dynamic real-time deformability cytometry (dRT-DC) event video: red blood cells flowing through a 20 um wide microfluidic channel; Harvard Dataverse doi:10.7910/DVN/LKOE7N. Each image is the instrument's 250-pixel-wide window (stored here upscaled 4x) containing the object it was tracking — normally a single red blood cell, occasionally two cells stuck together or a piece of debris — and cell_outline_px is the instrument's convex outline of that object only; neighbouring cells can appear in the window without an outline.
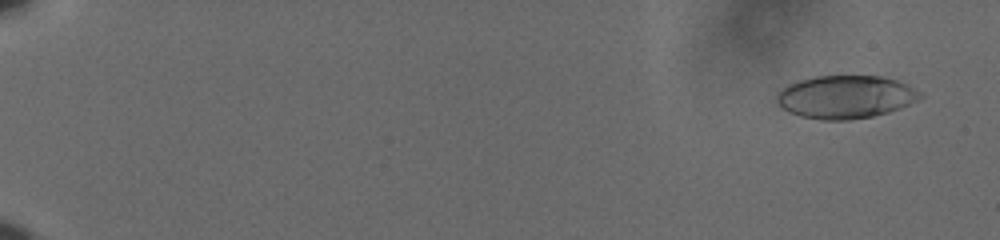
{"species": "human", "species_latin": "Homo sapiens", "temperature_condition": "cold", "stored_images_in_passage": 60, "camera_frame_rate_fps": 3000, "um_per_image_px": 0.085, "donor": {"sex": "male"}, "frame": {"image": 1, "passage_image": 4, "time_ms": 1.0, "image_size_px": [1000, 240], "cell_outline_px": [[924, 96], [900, 108], [888, 112], [872, 116], [848, 120], [820, 120], [800, 116], [788, 112], [776, 100], [776, 96], [788, 84], [800, 80], [816, 76], [880, 76], [896, 80], [908, 84], [920, 92]], "centroid_in_image_um": [71.88, 8.24], "position_along_channel_um": 13.1, "area_um2": 35.72}}
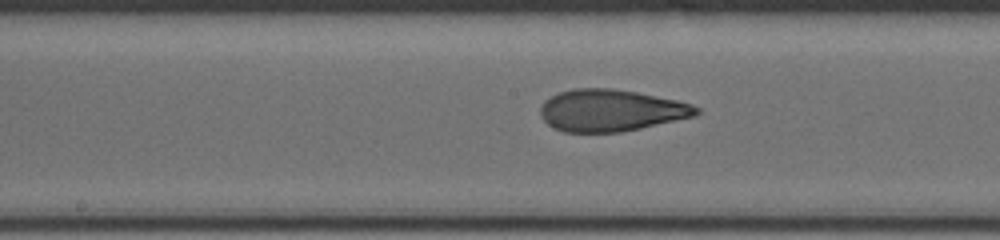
{"frame": {"image": 2, "passage_image": 35, "time_ms": 11.333, "image_size_px": [1000, 240], "cell_outline_px": [[700, 112], [696, 116], [640, 128], [620, 132], [564, 132], [548, 124], [540, 116], [540, 108], [544, 100], [560, 92], [572, 88], [612, 88], [636, 92], [676, 100], [692, 104], [700, 108]], "centroid_in_image_um": [51.93, 9.38], "position_along_channel_um": 196.3, "area_um2": 37.97}}
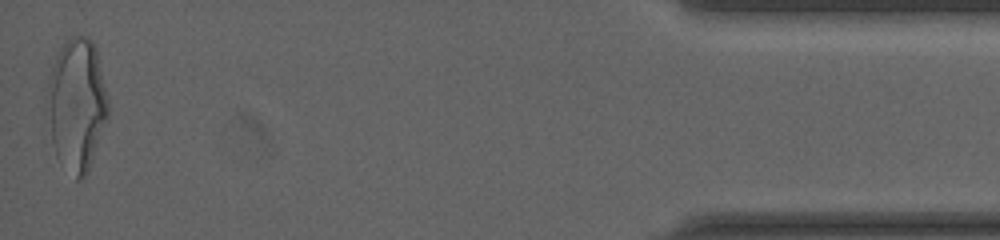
{"frame": {"image": 3, "passage_image": 60, "time_ms": 19.667, "image_size_px": [1000, 240], "cell_outline_px": [[108, 116], [88, 172], [80, 180], [76, 180], [56, 156], [52, 140], [48, 84], [48, 76], [56, 56], [64, 40], [72, 36], [88, 36], [92, 40], [96, 48], [108, 104]], "centroid_in_image_um": [6.54, 8.86], "position_along_channel_um": 428.7, "area_um2": 46.07}, "authors_computed_cell_mechanics": {"area_um2": 37.2521, "velocity_mm_per_s": 3.6415, "shape_relaxation_time_tau1_ms": 6.8655, "shape_relaxation_time_tau2_ms": 1.3076, "deformation_change_tau1": 0.2018, "deformation_change_tau2": 0.096}}